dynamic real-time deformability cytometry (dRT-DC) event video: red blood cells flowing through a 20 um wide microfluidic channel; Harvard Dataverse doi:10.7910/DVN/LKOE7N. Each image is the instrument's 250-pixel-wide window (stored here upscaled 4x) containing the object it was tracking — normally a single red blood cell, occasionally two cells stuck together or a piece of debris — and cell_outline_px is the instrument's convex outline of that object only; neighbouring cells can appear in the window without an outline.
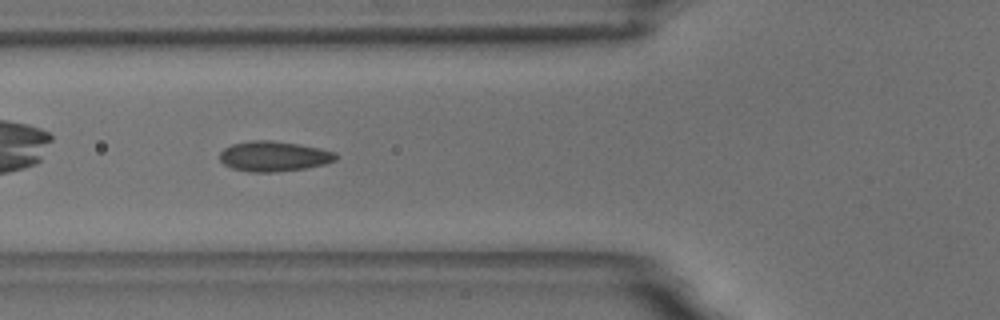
{"species": "common noctule bat (a hibernating species)", "species_latin": "Nyctalus noctula", "temperature_condition": "room temperature", "stored_images_in_passage": 32, "camera_frame_rate_fps": 3000, "um_per_image_px": 0.085, "animal": {"sex": "male", "body_mass_g": 18.8}, "frame": {"image": 1, "passage_image": 5, "time_ms": 1.333, "image_size_px": [1000, 320], "cell_outline_px": [[340, 156], [336, 160], [324, 164], [308, 168], [276, 172], [252, 172], [232, 168], [224, 164], [220, 160], [220, 152], [224, 148], [232, 144], [248, 140], [272, 140], [300, 144], [320, 148], [336, 152]], "centroid_in_image_um": [23.31, 13.28], "position_along_channel_um": 102.5, "area_um2": 20.69}, "authors_computed_cell_mechanics": {"area_um2": 19.5075, "velocity_mm_per_s": 3.6473, "shape_relaxation_time_tau1_ms": 7.0876, "shape_relaxation_time_tau2_ms": 1.045, "deformation_change_tau1": 0.1582, "deformation_change_tau2": 0.0655}}